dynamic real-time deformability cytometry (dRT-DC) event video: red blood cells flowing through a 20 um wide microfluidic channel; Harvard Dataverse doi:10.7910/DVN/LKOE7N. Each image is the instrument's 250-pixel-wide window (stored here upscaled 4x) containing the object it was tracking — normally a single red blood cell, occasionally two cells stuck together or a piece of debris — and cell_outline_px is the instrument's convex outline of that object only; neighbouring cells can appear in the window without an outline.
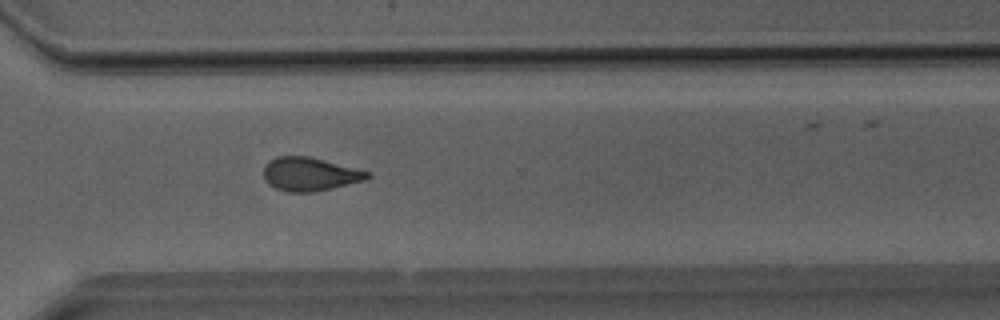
{"species": "Egyptian fruit bat (a non-hibernating species)", "species_latin": "Rousettus aegyptiacus", "temperature_condition": "room temperature", "stored_images_in_passage": 39, "camera_frame_rate_fps": 3000, "um_per_image_px": 0.085, "animal": {"sex": "male"}, "frame": {"image": 1, "passage_image": 28, "time_ms": 9.0, "image_size_px": [1000, 320], "cell_outline_px": [[372, 176], [368, 180], [316, 192], [288, 192], [276, 188], [268, 184], [264, 180], [264, 168], [268, 160], [276, 156], [308, 156], [372, 172]], "centroid_in_image_um": [26.37, 14.81], "position_along_channel_um": 344.2, "area_um2": 20.58}}
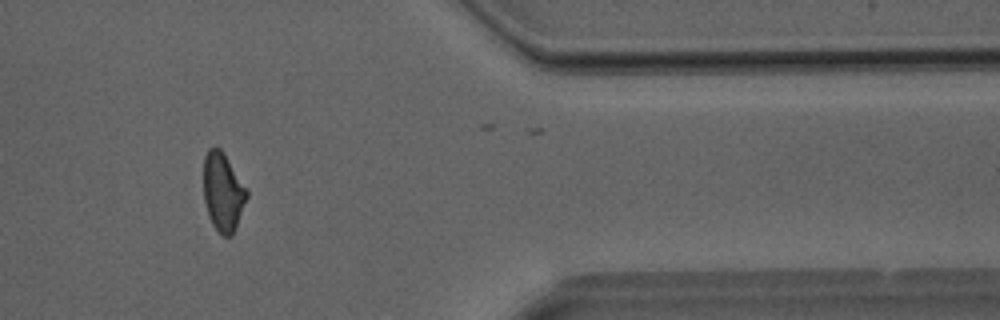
{"frame": {"image": 2, "passage_image": 32, "time_ms": 10.333, "image_size_px": [1000, 320], "cell_outline_px": [[248, 196], [232, 236], [220, 236], [212, 224], [208, 216], [204, 200], [204, 156], [208, 148], [220, 148], [224, 152], [248, 188]], "centroid_in_image_um": [18.96, 16.31], "position_along_channel_um": 392.4, "area_um2": 20.06}}
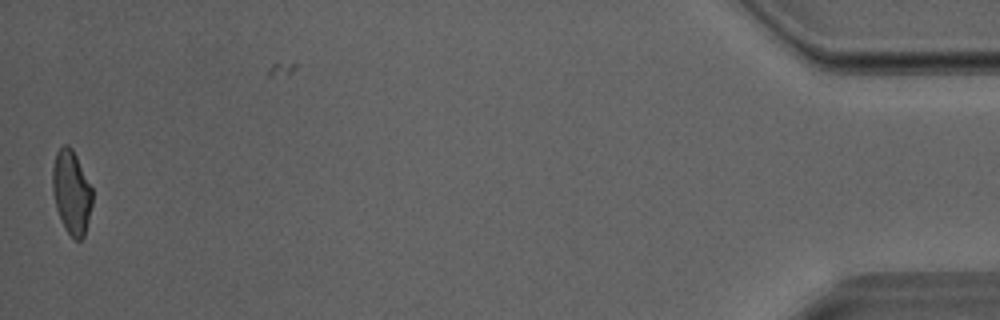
{"frame": {"image": 3, "passage_image": 38, "time_ms": 12.333, "image_size_px": [1000, 320], "cell_outline_px": [[92, 204], [84, 236], [80, 240], [76, 240], [64, 228], [56, 208], [52, 192], [52, 168], [56, 152], [64, 144], [68, 144], [72, 148], [92, 188]], "centroid_in_image_um": [6.06, 16.33], "position_along_channel_um": 429.1, "area_um2": 19.36}}